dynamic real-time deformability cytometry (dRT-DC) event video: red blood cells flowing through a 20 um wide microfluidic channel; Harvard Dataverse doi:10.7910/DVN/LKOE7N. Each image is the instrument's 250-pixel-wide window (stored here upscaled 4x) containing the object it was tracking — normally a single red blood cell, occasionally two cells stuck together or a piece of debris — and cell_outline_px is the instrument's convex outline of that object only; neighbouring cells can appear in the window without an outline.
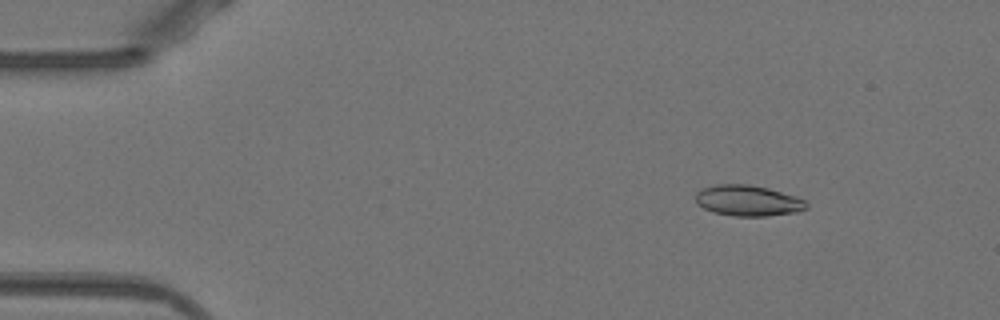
{"species": "Egyptian fruit bat (a non-hibernating species)", "species_latin": "Rousettus aegyptiacus", "temperature_condition": "warm", "stored_images_in_passage": 52, "camera_frame_rate_fps": 3000, "um_per_image_px": 0.085, "animal": {"sex": "female"}, "frame": {"image": 1, "passage_image": 7, "time_ms": 2.0, "image_size_px": [1000, 320], "cell_outline_px": [[808, 208], [796, 212], [768, 216], [732, 216], [712, 212], [696, 204], [696, 192], [700, 188], [716, 184], [748, 184], [768, 188], [796, 196], [804, 200], [808, 204]], "centroid_in_image_um": [63.55, 17.05], "position_along_channel_um": 21.4, "area_um2": 20.11}}
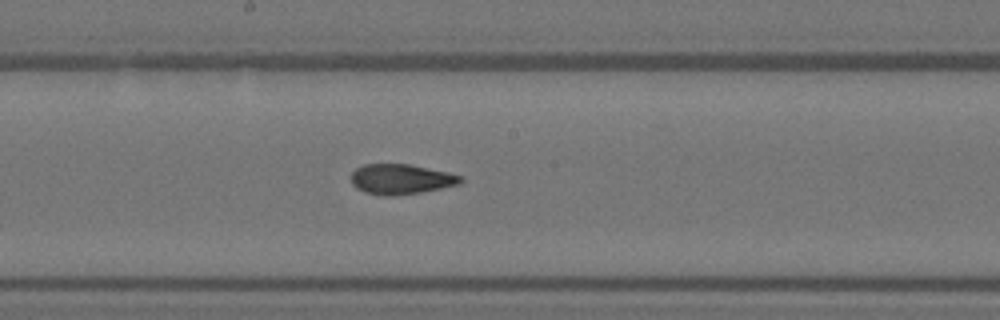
{"frame": {"image": 2, "passage_image": 28, "time_ms": 9.0, "image_size_px": [1000, 320], "cell_outline_px": [[464, 180], [460, 184], [420, 192], [392, 196], [384, 196], [364, 192], [356, 188], [352, 184], [352, 172], [356, 168], [364, 164], [408, 164], [448, 172], [464, 176]], "centroid_in_image_um": [34.09, 15.23], "position_along_channel_um": 214.1, "area_um2": 19.25}}
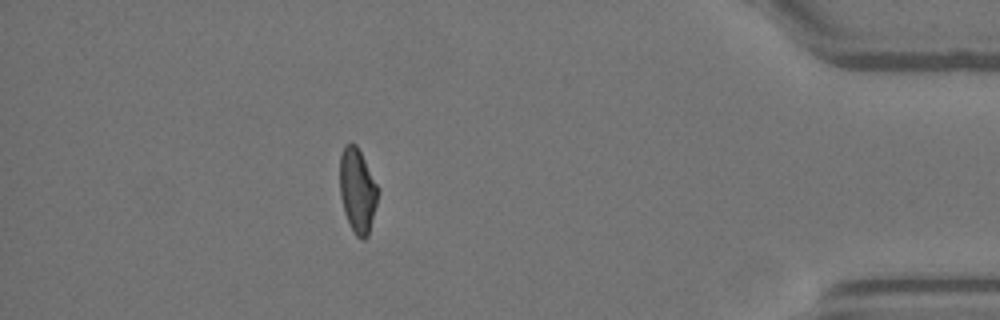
{"frame": {"image": 3, "passage_image": 46, "time_ms": 15.0, "image_size_px": [1000, 320], "cell_outline_px": [[380, 192], [368, 236], [364, 240], [360, 240], [356, 236], [344, 212], [340, 196], [340, 156], [344, 148], [348, 144], [356, 144], [380, 188]], "centroid_in_image_um": [30.41, 16.22], "position_along_channel_um": 404.8, "area_um2": 18.84}, "authors_computed_cell_mechanics": {"area_um2": 19.5364, "velocity_mm_per_s": 3.9501, "shape_relaxation_time_tau1_ms": null, "shape_relaxation_time_tau2_ms": 1.6454, "deformation_change_tau1": null, "deformation_change_tau2": 0.0816}}